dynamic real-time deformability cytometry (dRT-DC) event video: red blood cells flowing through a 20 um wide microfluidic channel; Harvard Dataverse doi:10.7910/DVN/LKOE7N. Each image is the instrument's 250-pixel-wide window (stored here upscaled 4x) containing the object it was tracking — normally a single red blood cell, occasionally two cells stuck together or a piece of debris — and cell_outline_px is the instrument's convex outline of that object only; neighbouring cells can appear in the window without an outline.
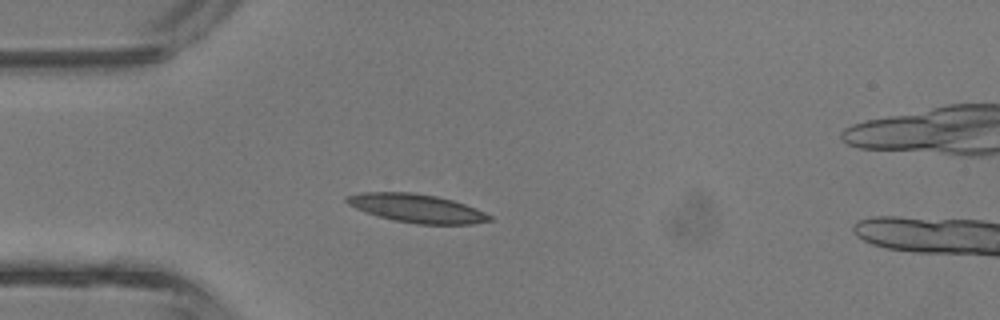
{"species": "common noctule bat (a hibernating species)", "species_latin": "Nyctalus noctula", "temperature_condition": "room temperature", "stored_images_in_passage": 29, "camera_frame_rate_fps": 3000, "um_per_image_px": 0.085, "animal": {"sex": "male", "body_mass_g": 13.3}, "frame": {"image": 1, "passage_image": 6, "time_ms": 1.667, "image_size_px": [1000, 320], "cell_outline_px": [[496, 220], [472, 224], [416, 224], [396, 220], [380, 216], [356, 208], [348, 204], [344, 200], [344, 196], [360, 192], [412, 192], [436, 196], [452, 200], [476, 208], [492, 216]], "centroid_in_image_um": [35.45, 17.7], "position_along_channel_um": 49.6, "area_um2": 23.64}}
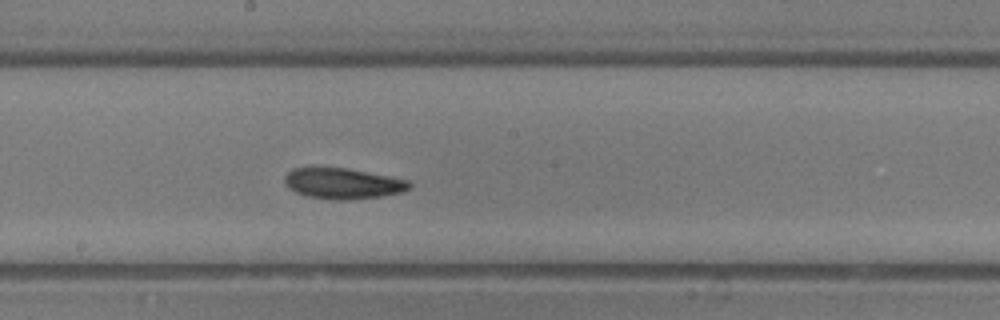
{"frame": {"image": 2, "passage_image": 17, "time_ms": 5.333, "image_size_px": [1000, 320], "cell_outline_px": [[412, 188], [404, 192], [380, 196], [348, 200], [336, 200], [308, 196], [296, 192], [288, 188], [284, 184], [284, 176], [292, 168], [348, 168], [408, 180], [412, 184]], "centroid_in_image_um": [29.15, 15.6], "position_along_channel_um": 219.0, "area_um2": 22.37}}
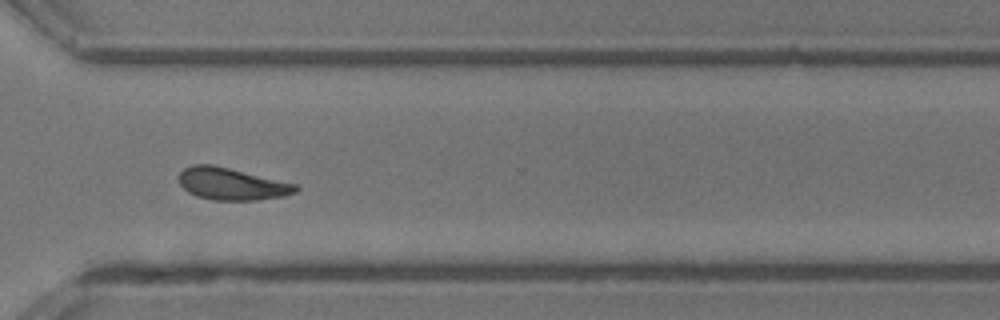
{"frame": {"image": 3, "passage_image": 25, "time_ms": 8.0, "image_size_px": [1000, 320], "cell_outline_px": [[300, 188], [296, 192], [284, 196], [256, 200], [212, 200], [196, 196], [188, 192], [180, 184], [180, 172], [184, 168], [192, 164], [212, 164], [296, 184]], "centroid_in_image_um": [19.68, 15.64], "position_along_channel_um": 350.9, "area_um2": 21.73}, "authors_computed_cell_mechanics": {"area_um2": 21.7328, "velocity_mm_per_s": 4.9582, "shape_relaxation_time_tau1_ms": null, "shape_relaxation_time_tau2_ms": 4.9661, "deformation_change_tau1": null, "deformation_change_tau2": 0.1458}}